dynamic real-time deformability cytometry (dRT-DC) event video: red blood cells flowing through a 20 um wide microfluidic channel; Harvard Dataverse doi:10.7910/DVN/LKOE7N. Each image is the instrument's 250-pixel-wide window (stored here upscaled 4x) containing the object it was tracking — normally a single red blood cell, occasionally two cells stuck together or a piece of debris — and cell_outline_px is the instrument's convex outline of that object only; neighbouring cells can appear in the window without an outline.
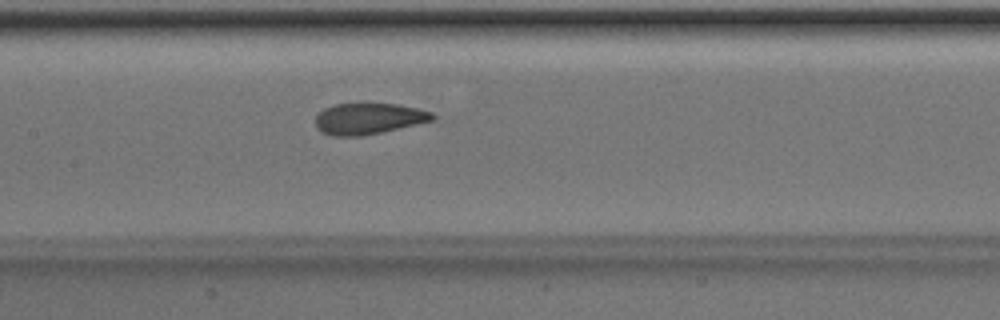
{"species": "Egyptian fruit bat (a non-hibernating species)", "species_latin": "Rousettus aegyptiacus", "temperature_condition": "room temperature", "stored_images_in_passage": 50, "camera_frame_rate_fps": 3000, "um_per_image_px": 0.085, "animal": {"sex": "male"}, "frame": {"image": 1, "passage_image": 24, "time_ms": 7.667, "image_size_px": [1000, 320], "cell_outline_px": [[436, 116], [432, 120], [416, 124], [380, 132], [360, 136], [332, 136], [320, 132], [316, 128], [316, 116], [324, 108], [336, 104], [360, 100], [364, 100], [396, 104], [416, 108], [432, 112]], "centroid_in_image_um": [31.27, 10.03], "position_along_channel_um": 176.1, "area_um2": 21.91}}
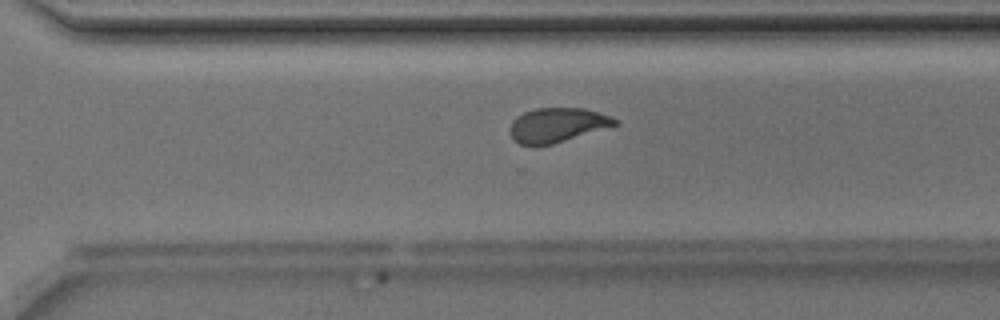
{"frame": {"image": 2, "passage_image": 35, "time_ms": 11.333, "image_size_px": [1000, 320], "cell_outline_px": [[620, 124], [552, 144], [520, 144], [512, 140], [508, 132], [508, 128], [512, 120], [516, 116], [524, 112], [536, 108], [584, 108], [612, 116], [620, 120]], "centroid_in_image_um": [47.36, 10.61], "position_along_channel_um": 323.2, "area_um2": 21.21}}
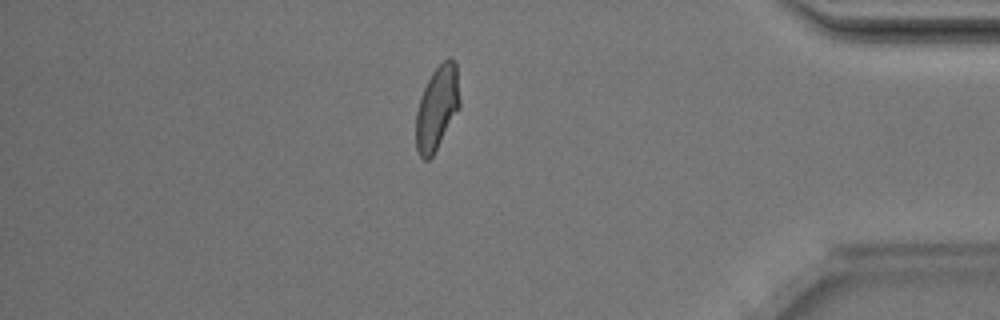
{"frame": {"image": 3, "passage_image": 43, "time_ms": 14.0, "image_size_px": [1000, 320], "cell_outline_px": [[460, 108], [432, 156], [428, 160], [424, 160], [420, 156], [416, 148], [416, 112], [420, 96], [432, 72], [448, 56], [456, 64], [460, 100]], "centroid_in_image_um": [37.15, 9.17], "position_along_channel_um": 398.1, "area_um2": 21.33}, "authors_computed_cell_mechanics": {"area_um2": 22.1374, "velocity_mm_per_s": 4.0351, "shape_relaxation_time_tau1_ms": 8.77, "shape_relaxation_time_tau2_ms": 1.133, "deformation_change_tau1": 0.1906, "deformation_change_tau2": 0.071}}